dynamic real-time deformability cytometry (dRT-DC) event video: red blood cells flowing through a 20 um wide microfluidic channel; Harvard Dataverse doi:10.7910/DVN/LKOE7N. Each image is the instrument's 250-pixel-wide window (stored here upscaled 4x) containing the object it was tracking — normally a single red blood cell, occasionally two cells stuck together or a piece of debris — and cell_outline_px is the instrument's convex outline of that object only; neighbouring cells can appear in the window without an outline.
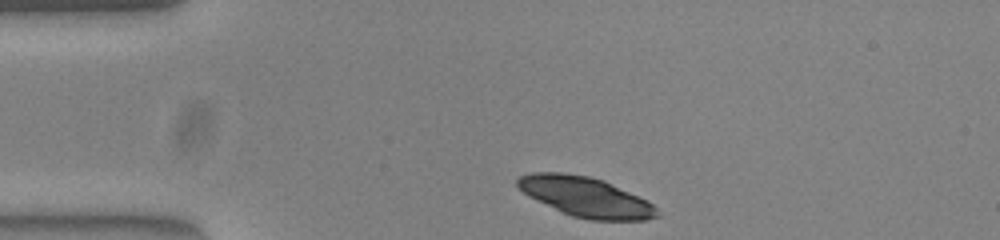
{"species": "common noctule bat (a hibernating species)", "species_latin": "Nyctalus noctula", "temperature_condition": "warm", "stored_images_in_passage": 35, "camera_frame_rate_fps": 3000, "um_per_image_px": 0.085, "animal": {"sex": "female", "body_mass_g": 23.0, "forearm_length_mm": 53.4}, "frame": {"image": 1, "passage_image": 1, "time_ms": 0.0, "image_size_px": [1000, 240], "cell_outline_px": [[660, 216], [644, 220], [592, 220], [572, 216], [528, 196], [516, 184], [516, 180], [520, 176], [532, 172], [564, 172], [588, 176], [604, 180], [648, 200], [660, 212]], "centroid_in_image_um": [49.81, 16.73], "position_along_channel_um": 35.2, "area_um2": 32.31}}